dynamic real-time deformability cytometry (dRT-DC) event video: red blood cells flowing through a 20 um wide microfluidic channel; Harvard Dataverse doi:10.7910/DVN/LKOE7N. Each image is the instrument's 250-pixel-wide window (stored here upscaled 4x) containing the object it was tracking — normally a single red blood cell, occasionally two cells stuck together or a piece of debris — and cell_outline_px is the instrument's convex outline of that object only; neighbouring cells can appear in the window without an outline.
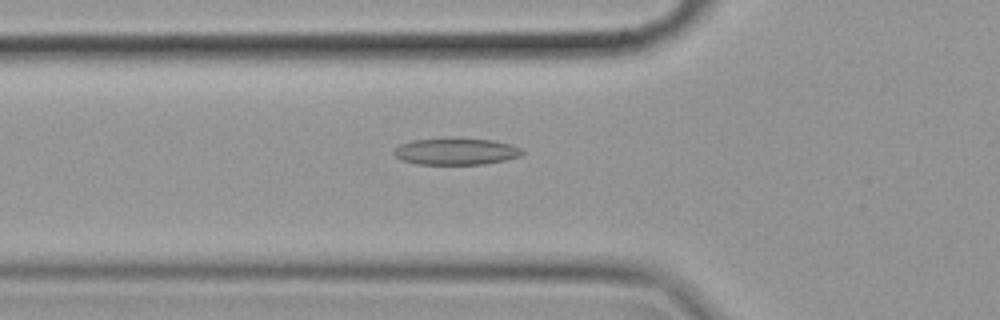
{"species": "common noctule bat (a hibernating species)", "species_latin": "Nyctalus noctula", "temperature_condition": "cold", "stored_images_in_passage": 57, "camera_frame_rate_fps": 3000, "um_per_image_px": 0.085, "animal": {"sex": "female", "body_mass_g": 19.9}, "frame": {"image": 1, "passage_image": 20, "time_ms": 6.333, "image_size_px": [1000, 320], "cell_outline_px": [[524, 152], [520, 156], [508, 160], [484, 164], [416, 164], [400, 160], [392, 156], [392, 152], [400, 144], [412, 140], [452, 136], [460, 136], [492, 140], [512, 144], [520, 148]], "centroid_in_image_um": [38.73, 12.84], "position_along_channel_um": 87.1, "area_um2": 20.87}}
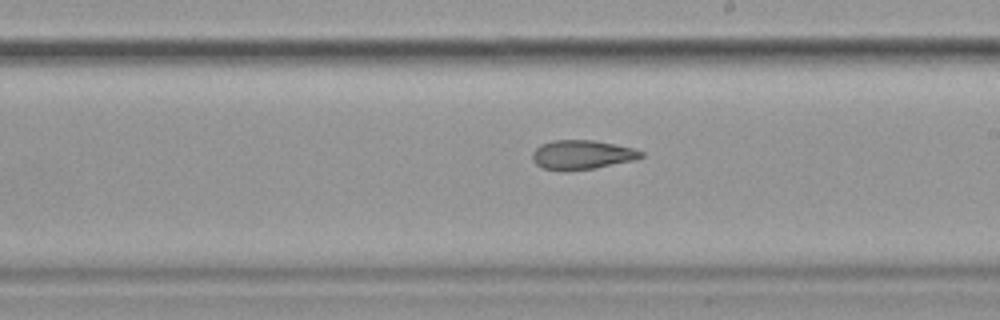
{"frame": {"image": 2, "passage_image": 33, "time_ms": 10.667, "image_size_px": [1000, 320], "cell_outline_px": [[644, 156], [636, 160], [592, 168], [568, 172], [544, 168], [536, 164], [532, 160], [532, 152], [540, 144], [552, 140], [592, 140], [632, 148], [644, 152]], "centroid_in_image_um": [49.44, 13.16], "position_along_channel_um": 239.6, "area_um2": 18.55}}
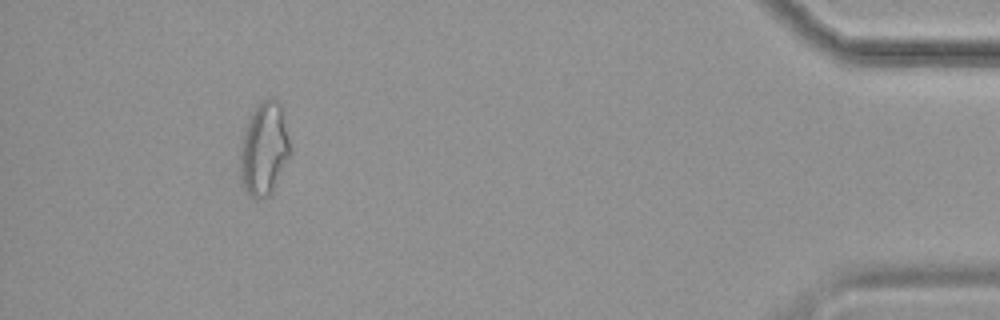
{"frame": {"image": 3, "passage_image": 53, "time_ms": 17.333, "image_size_px": [1000, 320], "cell_outline_px": [[288, 156], [268, 196], [252, 196], [244, 188], [240, 176], [240, 148], [244, 132], [248, 120], [256, 104], [264, 100], [276, 100], [280, 104], [288, 140]], "centroid_in_image_um": [22.39, 12.62], "position_along_channel_um": 412.8, "area_um2": 25.72}, "authors_computed_cell_mechanics": {"area_um2": 20.8658, "velocity_mm_per_s": 3.5154, "shape_relaxation_time_tau1_ms": null, "shape_relaxation_time_tau2_ms": 1.9319, "deformation_change_tau1": null, "deformation_change_tau2": 0.0948}}